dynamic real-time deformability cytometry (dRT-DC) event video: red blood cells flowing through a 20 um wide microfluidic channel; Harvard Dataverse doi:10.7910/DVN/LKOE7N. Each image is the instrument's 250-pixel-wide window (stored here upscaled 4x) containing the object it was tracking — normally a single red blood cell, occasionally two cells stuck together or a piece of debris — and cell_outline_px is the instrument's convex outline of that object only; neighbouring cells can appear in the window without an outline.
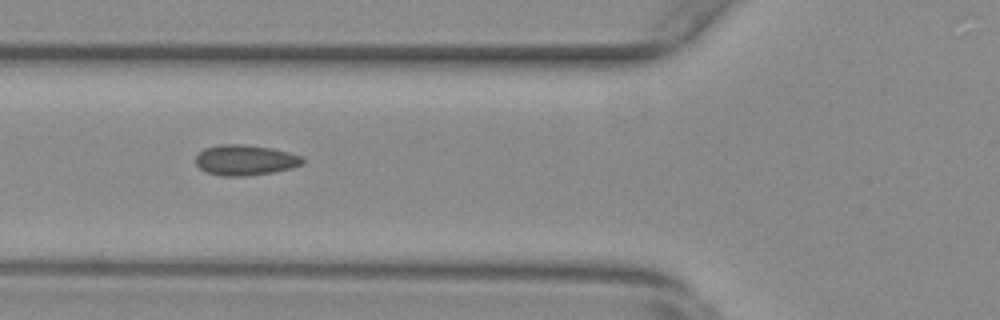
{"species": "common noctule bat (a hibernating species)", "species_latin": "Nyctalus noctula", "temperature_condition": "warm", "stored_images_in_passage": 41, "camera_frame_rate_fps": 3000, "um_per_image_px": 0.085, "animal": {"sex": "female", "body_mass_g": 29.2, "forearm_length_mm": 56.3}, "frame": {"image": 1, "passage_image": 6, "time_ms": 1.667, "image_size_px": [1000, 320], "cell_outline_px": [[304, 164], [292, 168], [272, 172], [244, 176], [220, 176], [204, 172], [196, 164], [196, 156], [204, 148], [220, 144], [244, 144], [272, 148], [288, 152], [300, 156], [304, 160]], "centroid_in_image_um": [20.82, 13.61], "position_along_channel_um": 105.0, "area_um2": 19.07}}
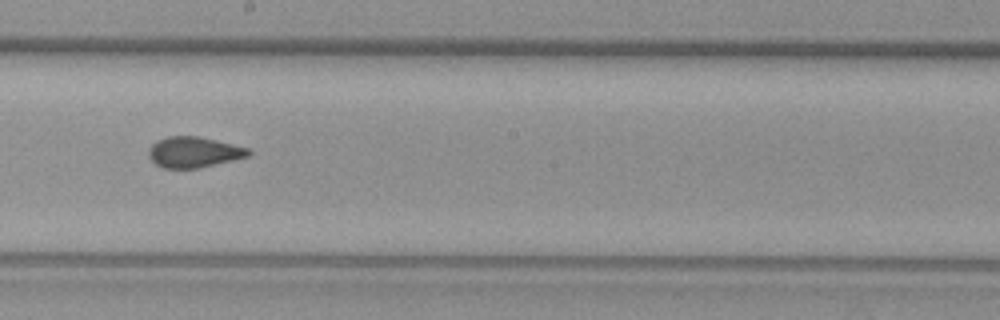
{"frame": {"image": 2, "passage_image": 16, "time_ms": 5.0, "image_size_px": [1000, 320], "cell_outline_px": [[252, 152], [248, 156], [200, 168], [160, 168], [148, 156], [148, 148], [156, 140], [168, 136], [200, 136], [248, 148]], "centroid_in_image_um": [16.43, 12.93], "position_along_channel_um": 231.8, "area_um2": 17.92}}
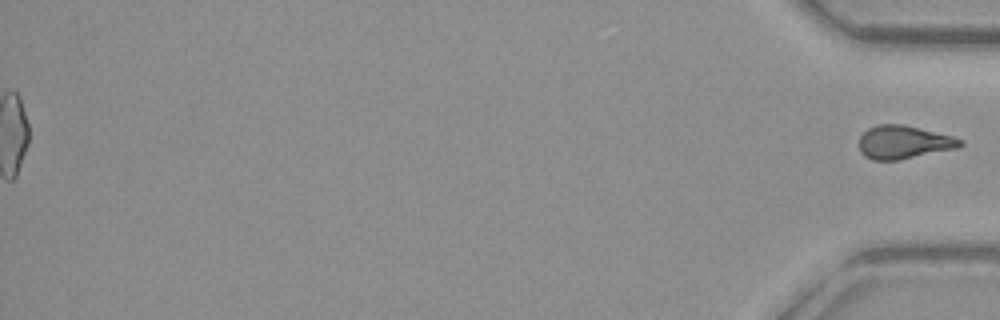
{"frame": {"image": 3, "passage_image": 41, "time_ms": 13.333, "image_size_px": [1000, 320], "cell_outline_px": [[964, 144], [960, 148], [900, 160], [872, 160], [864, 156], [860, 152], [860, 136], [868, 128], [876, 124], [904, 124], [952, 136], [964, 140]], "centroid_in_image_um": [76.84, 12.09], "position_along_channel_um": 358.4, "area_um2": 19.88}}